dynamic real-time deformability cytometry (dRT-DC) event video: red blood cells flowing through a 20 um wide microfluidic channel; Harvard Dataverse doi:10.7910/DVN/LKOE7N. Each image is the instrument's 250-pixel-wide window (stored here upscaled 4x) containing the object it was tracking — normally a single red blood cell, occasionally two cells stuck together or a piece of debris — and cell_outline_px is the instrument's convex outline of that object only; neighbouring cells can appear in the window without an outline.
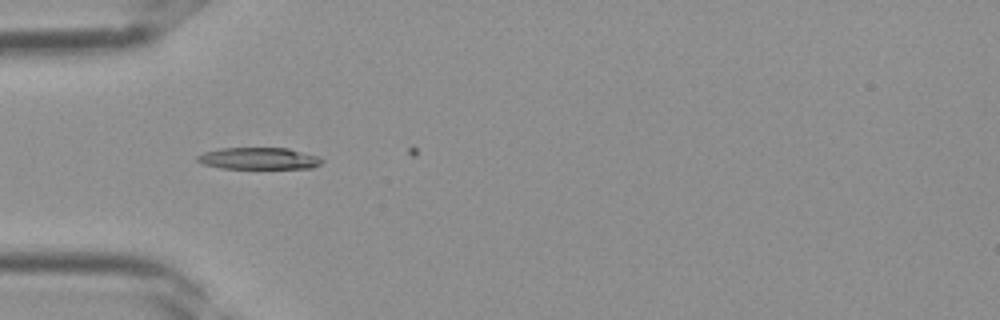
{"species": "Egyptian fruit bat (a non-hibernating species)", "species_latin": "Rousettus aegyptiacus", "temperature_condition": "room temperature", "stored_images_in_passage": 2, "camera_frame_rate_fps": 3000, "um_per_image_px": 0.085, "frame": {"image": 1, "passage_image": 1, "time_ms": 0.0, "image_size_px": [1000, 320], "cell_outline_px": [[324, 160], [320, 164], [312, 168], [220, 168], [204, 164], [196, 160], [196, 156], [204, 152], [220, 148], [288, 148], [320, 156]], "centroid_in_image_um": [22.02, 13.46], "position_along_channel_um": 63.0, "area_um2": 15.84}}